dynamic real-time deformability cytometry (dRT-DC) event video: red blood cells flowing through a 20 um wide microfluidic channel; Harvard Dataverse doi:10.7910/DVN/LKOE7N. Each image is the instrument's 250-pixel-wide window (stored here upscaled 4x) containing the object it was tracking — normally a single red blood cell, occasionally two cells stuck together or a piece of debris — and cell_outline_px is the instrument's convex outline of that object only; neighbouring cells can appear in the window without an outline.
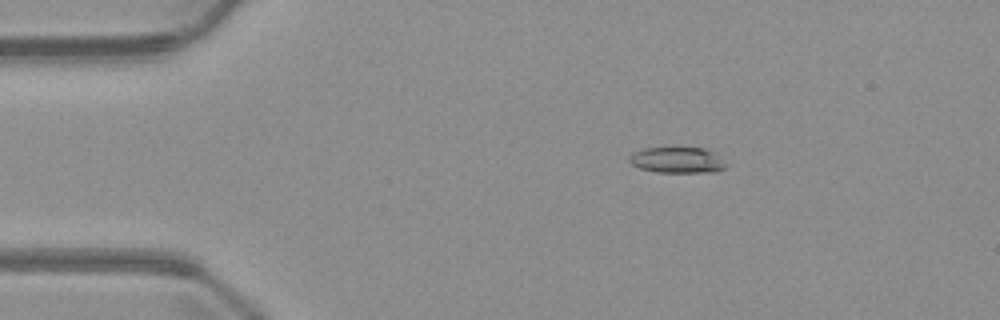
{"species": "common noctule bat (a hibernating species)", "species_latin": "Nyctalus noctula", "temperature_condition": "warm", "stored_images_in_passage": 7, "camera_frame_rate_fps": 3000, "um_per_image_px": 0.085, "animal": {"sex": "male", "body_mass_g": 23.1, "forearm_length_mm": 52.7}, "frame": {"image": 1, "passage_image": 3, "time_ms": 2.667, "image_size_px": [1000, 320], "cell_outline_px": [[728, 164], [724, 168], [716, 172], [656, 172], [640, 168], [632, 164], [628, 160], [628, 156], [632, 152], [644, 148], [708, 148]], "centroid_in_image_um": [57.56, 13.6], "position_along_channel_um": 27.4, "area_um2": 14.68}}
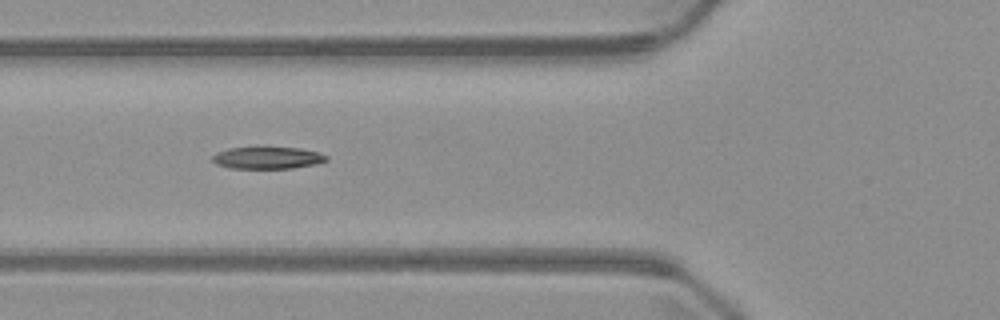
{"frame": {"image": 2, "passage_image": 6, "time_ms": 6.0, "image_size_px": [1000, 320], "cell_outline_px": [[328, 160], [316, 164], [292, 168], [232, 168], [216, 164], [212, 160], [212, 156], [216, 152], [228, 148], [256, 144], [300, 148], [316, 152], [328, 156]], "centroid_in_image_um": [22.69, 13.36], "position_along_channel_um": 103.1, "area_um2": 15.43}}
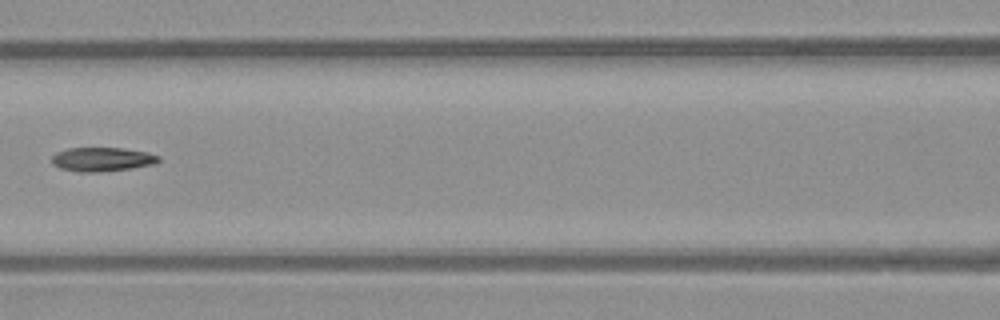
{"frame": {"image": 3, "passage_image": 7, "time_ms": 7.333, "image_size_px": [1000, 320], "cell_outline_px": [[160, 160], [156, 164], [132, 168], [96, 172], [76, 172], [60, 168], [52, 164], [52, 156], [56, 152], [68, 148], [124, 148], [148, 152], [160, 156]], "centroid_in_image_um": [8.69, 13.54], "position_along_channel_um": 157.9, "area_um2": 15.09}}